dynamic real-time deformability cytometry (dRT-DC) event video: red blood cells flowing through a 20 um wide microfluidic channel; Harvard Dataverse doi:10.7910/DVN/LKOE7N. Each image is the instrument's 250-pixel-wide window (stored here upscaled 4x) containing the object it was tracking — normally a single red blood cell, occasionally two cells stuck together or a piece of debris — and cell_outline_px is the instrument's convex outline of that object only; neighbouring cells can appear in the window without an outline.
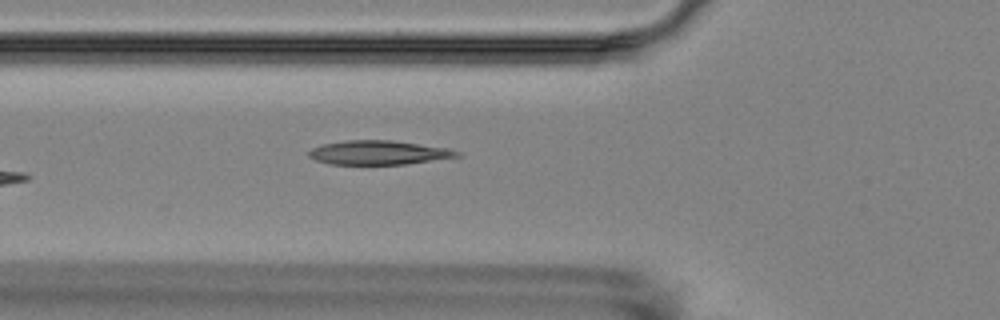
{"species": "Egyptian fruit bat (a non-hibernating species)", "species_latin": "Rousettus aegyptiacus", "temperature_condition": "room temperature", "stored_images_in_passage": 6, "camera_frame_rate_fps": 3000, "um_per_image_px": 0.085, "animal": {"sex": "female"}, "frame": {"image": 1, "passage_image": 6, "time_ms": 5.667, "image_size_px": [1000, 320], "cell_outline_px": [[460, 156], [404, 164], [328, 164], [316, 160], [308, 156], [308, 152], [312, 148], [324, 144], [348, 140], [392, 140], [448, 148], [460, 152]], "centroid_in_image_um": [32.16, 12.97], "position_along_channel_um": 93.6, "area_um2": 20.58}}